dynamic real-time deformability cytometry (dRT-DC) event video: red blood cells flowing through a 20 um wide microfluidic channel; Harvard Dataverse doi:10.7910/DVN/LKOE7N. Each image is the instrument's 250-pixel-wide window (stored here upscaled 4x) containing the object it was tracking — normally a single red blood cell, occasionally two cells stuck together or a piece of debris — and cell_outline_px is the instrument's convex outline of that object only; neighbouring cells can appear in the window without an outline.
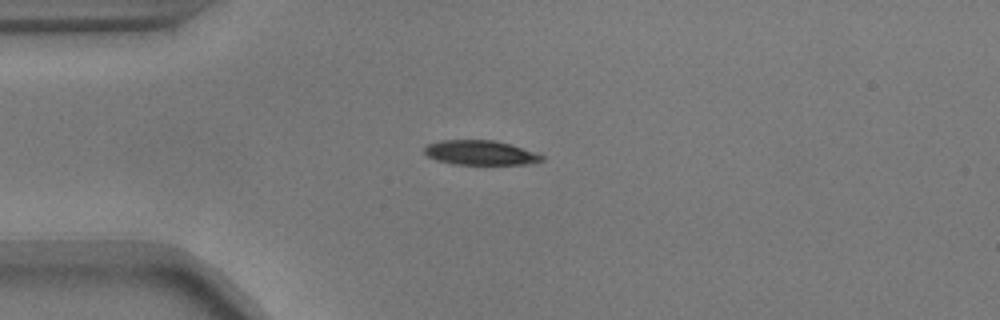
{"species": "common noctule bat (a hibernating species)", "species_latin": "Nyctalus noctula", "temperature_condition": "warm", "stored_images_in_passage": 42, "camera_frame_rate_fps": 3000, "um_per_image_px": 0.085, "animal": {"sex": "male", "body_mass_g": 17.9}, "frame": {"image": 1, "passage_image": 1, "time_ms": 0.0, "image_size_px": [1000, 320], "cell_outline_px": [[544, 160], [528, 164], [452, 164], [436, 160], [428, 156], [424, 152], [424, 148], [428, 144], [440, 140], [496, 140], [544, 156]], "centroid_in_image_um": [40.78, 12.98], "position_along_channel_um": 44.2, "area_um2": 16.59}}
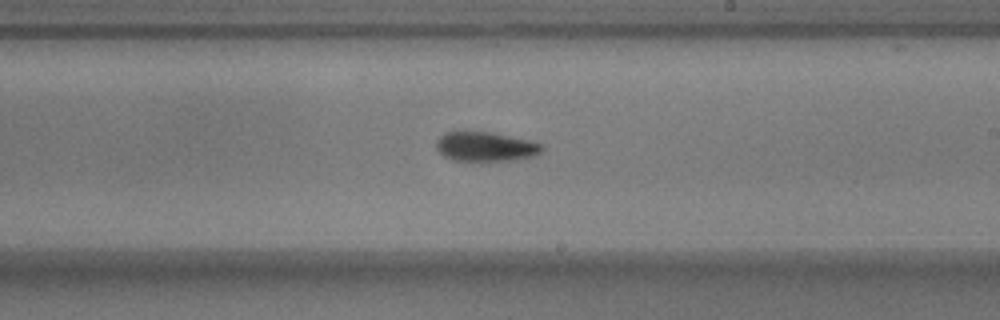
{"frame": {"image": 2, "passage_image": 19, "time_ms": 6.0, "image_size_px": [1000, 320], "cell_outline_px": [[544, 148], [536, 156], [516, 160], [452, 160], [444, 156], [436, 148], [436, 140], [444, 132], [492, 132], [528, 140], [544, 144]], "centroid_in_image_um": [41.3, 12.46], "position_along_channel_um": 247.7, "area_um2": 18.09}}
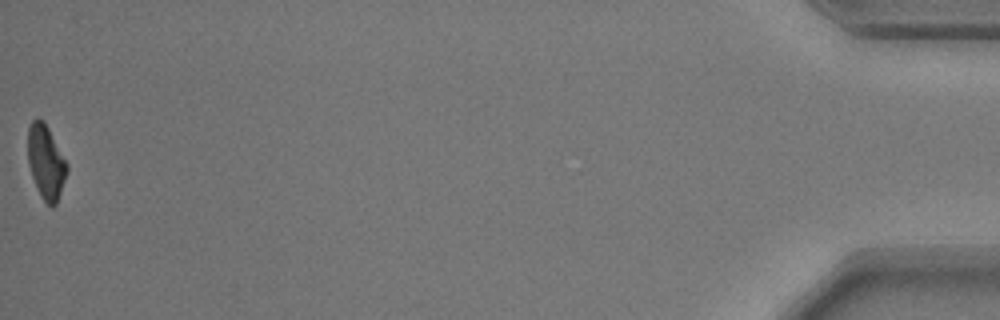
{"frame": {"image": 3, "passage_image": 42, "time_ms": 13.667, "image_size_px": [1000, 320], "cell_outline_px": [[68, 172], [56, 204], [52, 208], [40, 196], [32, 176], [28, 164], [28, 128], [32, 120], [36, 116], [44, 120], [68, 164]], "centroid_in_image_um": [3.91, 13.75], "position_along_channel_um": 431.3, "area_um2": 16.99}, "authors_computed_cell_mechanics": {"area_um2": 17.9758, "velocity_mm_per_s": 3.6869, "shape_relaxation_time_tau1_ms": 3.5433, "shape_relaxation_time_tau2_ms": 3.7454, "deformation_change_tau1": 0.1589, "deformation_change_tau2": 0.1103}}